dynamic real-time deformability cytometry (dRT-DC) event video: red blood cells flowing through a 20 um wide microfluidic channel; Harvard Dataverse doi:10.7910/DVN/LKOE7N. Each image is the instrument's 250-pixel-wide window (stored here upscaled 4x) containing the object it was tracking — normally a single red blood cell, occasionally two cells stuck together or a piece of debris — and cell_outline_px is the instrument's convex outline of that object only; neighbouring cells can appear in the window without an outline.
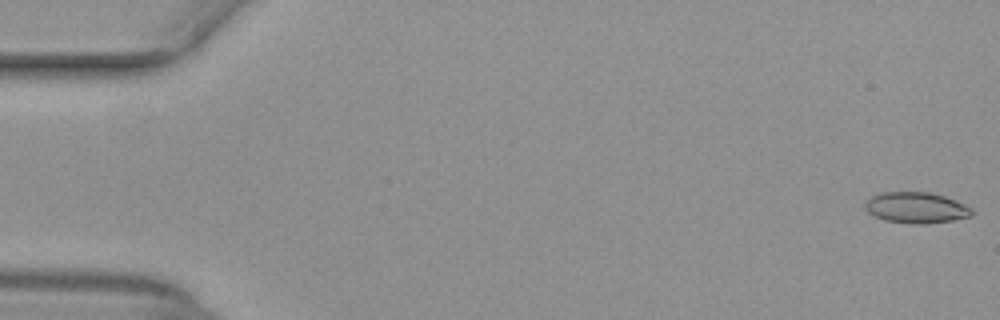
{"species": "common noctule bat (a hibernating species)", "species_latin": "Nyctalus noctula", "temperature_condition": "warm", "stored_images_in_passage": 16, "camera_frame_rate_fps": 3000, "um_per_image_px": 0.085, "animal": {"sex": "female", "body_mass_g": 29.2, "forearm_length_mm": 56.3}, "frame": {"image": 1, "passage_image": 1, "time_ms": 0.0, "image_size_px": [1000, 320], "cell_outline_px": [[972, 216], [952, 220], [924, 224], [908, 224], [884, 220], [868, 212], [864, 208], [864, 204], [872, 196], [880, 192], [928, 192], [944, 196], [956, 200], [972, 208]], "centroid_in_image_um": [77.87, 17.65], "position_along_channel_um": 7.1, "area_um2": 19.31}}
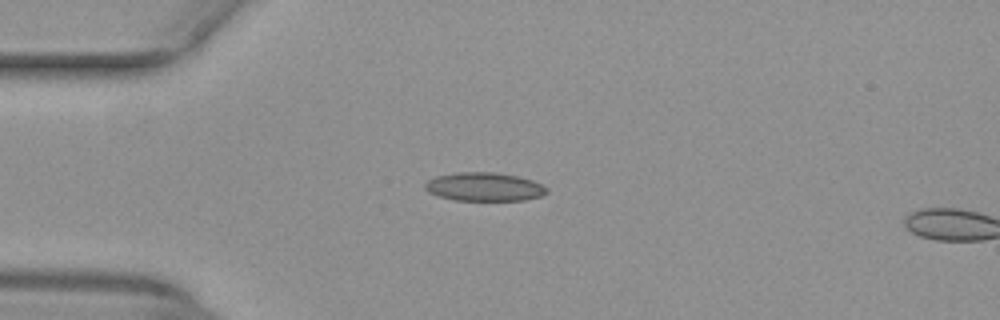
{"frame": {"image": 2, "passage_image": 14, "time_ms": 4.333, "image_size_px": [1000, 320], "cell_outline_px": [[548, 192], [540, 196], [524, 200], [456, 200], [440, 196], [428, 192], [424, 188], [424, 184], [428, 180], [436, 176], [456, 172], [496, 172], [516, 176], [532, 180], [548, 188]], "centroid_in_image_um": [41.15, 15.87], "position_along_channel_um": 43.9, "area_um2": 20.17}}